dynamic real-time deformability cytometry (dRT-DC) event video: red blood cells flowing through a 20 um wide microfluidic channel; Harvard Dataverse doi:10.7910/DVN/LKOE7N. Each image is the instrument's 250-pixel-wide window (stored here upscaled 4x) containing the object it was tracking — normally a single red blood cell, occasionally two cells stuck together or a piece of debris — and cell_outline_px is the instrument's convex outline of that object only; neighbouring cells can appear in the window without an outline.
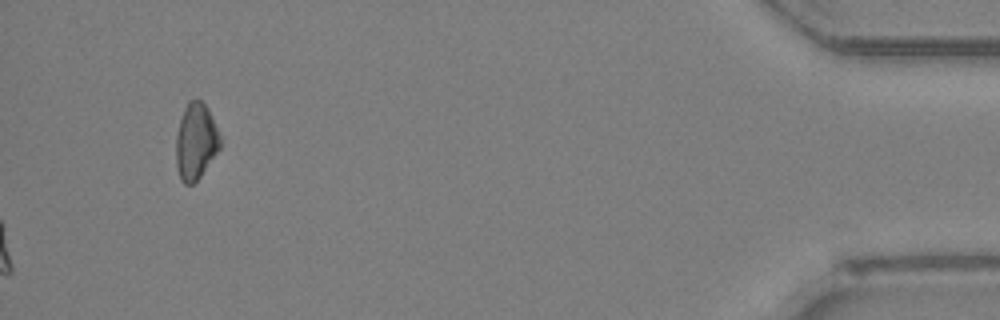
{"species": "Egyptian fruit bat (a non-hibernating species)", "species_latin": "Rousettus aegyptiacus", "temperature_condition": "room temperature", "stored_images_in_passage": 39, "camera_frame_rate_fps": 3000, "um_per_image_px": 0.085, "animal": {"sex": "female"}, "frame": {"image": 1, "passage_image": 39, "time_ms": 12.667, "image_size_px": [1000, 320], "cell_outline_px": [[220, 148], [200, 176], [192, 184], [184, 184], [180, 180], [176, 164], [176, 136], [180, 120], [184, 108], [188, 100], [200, 100], [208, 108], [220, 136]], "centroid_in_image_um": [16.62, 12.02], "position_along_channel_um": 418.6, "area_um2": 19.42}}